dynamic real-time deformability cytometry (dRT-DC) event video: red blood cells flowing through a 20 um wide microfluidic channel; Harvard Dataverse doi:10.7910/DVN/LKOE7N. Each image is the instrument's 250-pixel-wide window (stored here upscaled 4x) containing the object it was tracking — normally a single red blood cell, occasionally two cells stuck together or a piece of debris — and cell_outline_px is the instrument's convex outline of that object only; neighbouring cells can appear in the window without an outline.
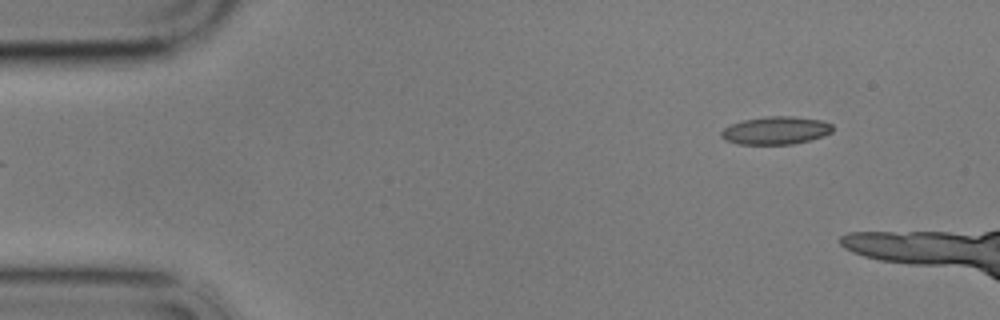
{"species": "common noctule bat (a hibernating species)", "species_latin": "Nyctalus noctula", "temperature_condition": "cold", "stored_images_in_passage": 6, "camera_frame_rate_fps": 3000, "um_per_image_px": 0.085, "animal": {"sex": "male", "body_mass_g": 17.9}, "frame": {"image": 1, "passage_image": 6, "time_ms": 6.0, "image_size_px": [1000, 320], "cell_outline_px": [[832, 132], [824, 136], [792, 144], [736, 144], [724, 140], [720, 136], [720, 132], [724, 128], [732, 124], [744, 120], [768, 116], [792, 116], [820, 120], [832, 124]], "centroid_in_image_um": [65.92, 11.09], "position_along_channel_um": 19.1, "area_um2": 18.03}}